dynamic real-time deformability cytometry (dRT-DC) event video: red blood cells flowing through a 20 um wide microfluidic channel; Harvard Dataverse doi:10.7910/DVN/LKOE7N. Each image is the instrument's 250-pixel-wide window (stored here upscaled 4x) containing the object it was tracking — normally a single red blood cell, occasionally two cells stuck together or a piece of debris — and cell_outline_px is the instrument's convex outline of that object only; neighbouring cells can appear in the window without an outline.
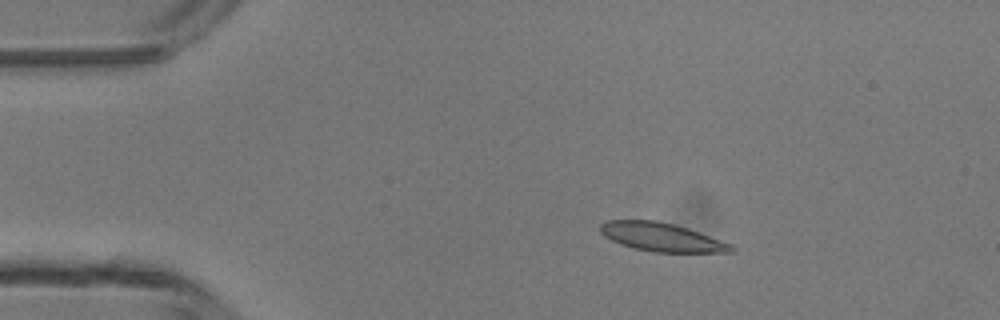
{"species": "common noctule bat (a hibernating species)", "species_latin": "Nyctalus noctula", "temperature_condition": "room temperature", "stored_images_in_passage": 4, "camera_frame_rate_fps": 3000, "um_per_image_px": 0.085, "animal": {"sex": "male", "body_mass_g": 13.3}, "frame": {"image": 1, "passage_image": 2, "time_ms": 1.0, "image_size_px": [1000, 320], "cell_outline_px": [[736, 252], [652, 252], [620, 244], [604, 236], [600, 232], [600, 224], [604, 220], [656, 220], [688, 228], [732, 244], [736, 248]], "centroid_in_image_um": [56.24, 20.15], "position_along_channel_um": 28.8, "area_um2": 21.79}}
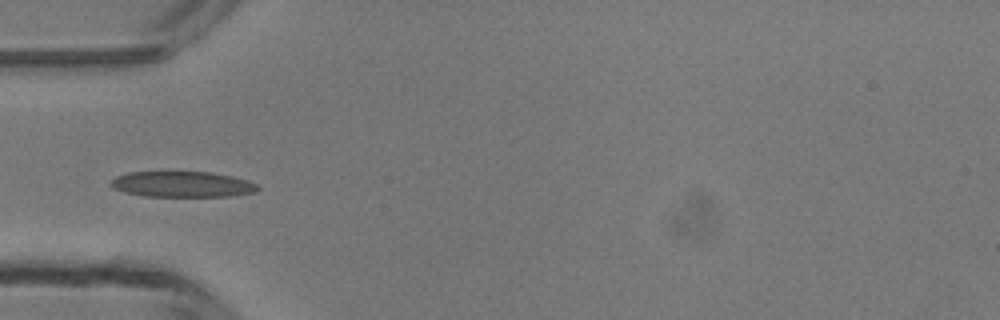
{"frame": {"image": 2, "passage_image": 4, "time_ms": 3.333, "image_size_px": [1000, 320], "cell_outline_px": [[260, 188], [256, 192], [232, 196], [144, 196], [124, 192], [112, 188], [108, 184], [116, 176], [128, 172], [168, 168], [212, 172], [232, 176], [248, 180], [256, 184]], "centroid_in_image_um": [15.43, 15.6], "position_along_channel_um": 69.6, "area_um2": 23.35}}